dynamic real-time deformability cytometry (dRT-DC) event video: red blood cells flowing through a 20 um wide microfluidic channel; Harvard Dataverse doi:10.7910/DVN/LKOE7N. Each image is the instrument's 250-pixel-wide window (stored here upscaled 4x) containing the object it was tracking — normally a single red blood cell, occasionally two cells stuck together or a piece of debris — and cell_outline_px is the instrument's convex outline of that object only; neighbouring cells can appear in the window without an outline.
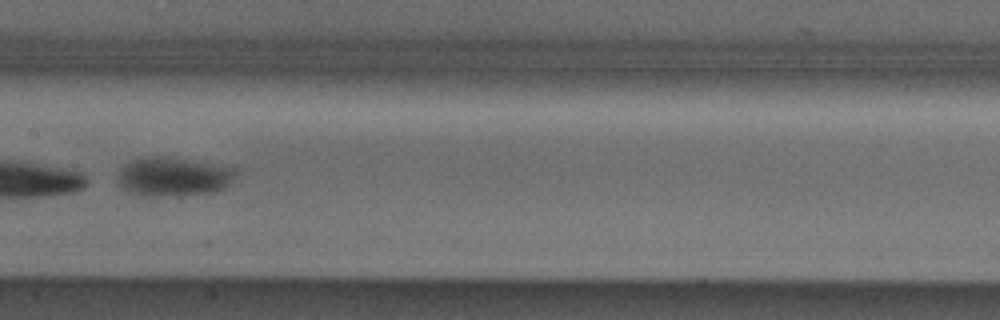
{"species": "Egyptian fruit bat (a non-hibernating species)", "species_latin": "Rousettus aegyptiacus", "temperature_condition": "cold", "stored_images_in_passage": 9, "camera_frame_rate_fps": 3000, "um_per_image_px": 0.085, "animal": {"sex": "male"}, "frame": {"image": 1, "passage_image": 6, "time_ms": 6.0, "image_size_px": [1000, 320], "cell_outline_px": [[236, 172], [232, 180], [224, 188], [216, 192], [160, 196], [144, 196], [128, 192], [116, 180], [116, 176], [120, 168], [124, 164], [132, 160], [152, 156], [164, 156], [236, 164]], "centroid_in_image_um": [14.81, 14.97], "position_along_channel_um": 192.6, "area_um2": 27.69}}
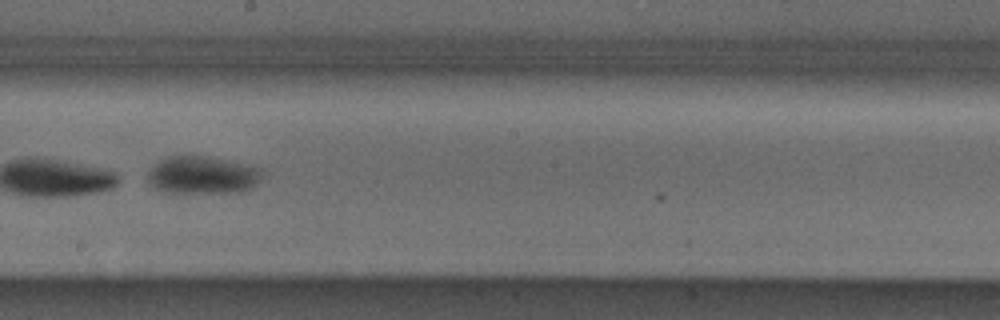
{"frame": {"image": 2, "passage_image": 7, "time_ms": 7.0, "image_size_px": [1000, 320], "cell_outline_px": [[264, 168], [256, 184], [252, 188], [240, 192], [160, 192], [152, 188], [148, 184], [144, 176], [160, 160], [168, 156], [208, 156]], "centroid_in_image_um": [17.16, 14.89], "position_along_channel_um": 231.0, "area_um2": 25.37}}